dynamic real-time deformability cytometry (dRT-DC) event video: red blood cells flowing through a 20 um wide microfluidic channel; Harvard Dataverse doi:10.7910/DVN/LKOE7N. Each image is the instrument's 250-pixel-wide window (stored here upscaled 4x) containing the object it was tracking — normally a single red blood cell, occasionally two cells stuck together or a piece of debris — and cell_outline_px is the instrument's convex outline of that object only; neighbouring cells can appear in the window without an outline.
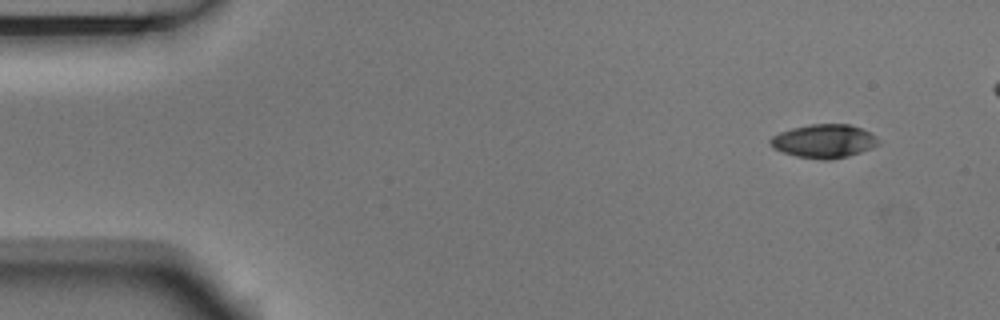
{"species": "Egyptian fruit bat (a non-hibernating species)", "species_latin": "Rousettus aegyptiacus", "temperature_condition": "room temperature", "stored_images_in_passage": 47, "camera_frame_rate_fps": 3000, "um_per_image_px": 0.085, "animal": {"sex": "male"}, "frame": {"image": 1, "passage_image": 1, "time_ms": 0.0, "image_size_px": [1000, 320], "cell_outline_px": [[880, 144], [872, 148], [848, 156], [828, 160], [824, 160], [796, 156], [772, 148], [768, 140], [772, 136], [780, 132], [792, 128], [812, 124], [848, 124], [860, 128], [876, 136], [880, 140]], "centroid_in_image_um": [70.04, 12.0], "position_along_channel_um": 15.0, "area_um2": 21.1}}
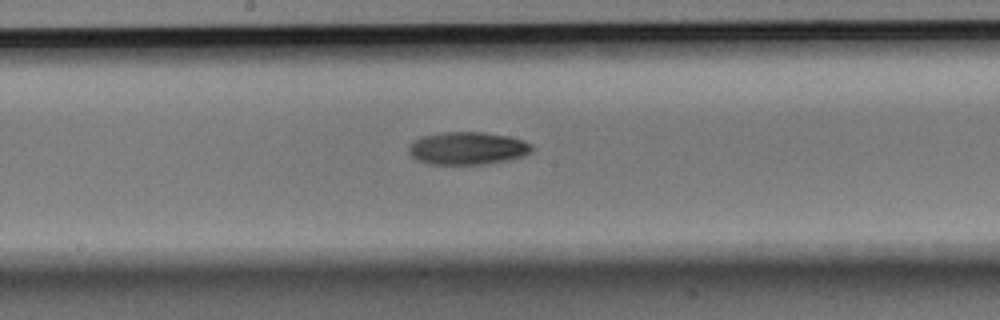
{"frame": {"image": 2, "passage_image": 25, "time_ms": 8.0, "image_size_px": [1000, 320], "cell_outline_px": [[536, 148], [532, 152], [508, 160], [488, 164], [428, 164], [416, 160], [408, 152], [408, 144], [424, 136], [440, 132], [484, 132], [508, 136], [524, 140], [532, 144]], "centroid_in_image_um": [39.76, 12.6], "position_along_channel_um": 208.4, "area_um2": 23.7}}
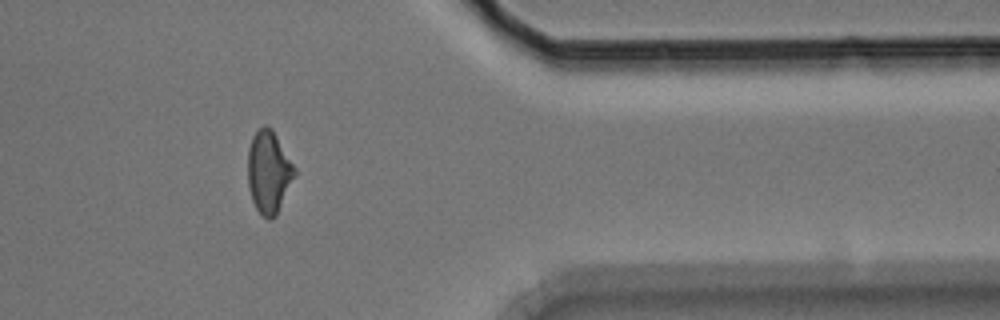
{"frame": {"image": 3, "passage_image": 41, "time_ms": 13.333, "image_size_px": [1000, 320], "cell_outline_px": [[296, 176], [276, 216], [272, 220], [268, 220], [256, 208], [252, 200], [248, 188], [248, 148], [252, 136], [264, 124], [272, 128], [296, 168]], "centroid_in_image_um": [22.86, 14.62], "position_along_channel_um": 388.5, "area_um2": 22.72}, "authors_computed_cell_mechanics": {"area_um2": 22.5998, "velocity_mm_per_s": 3.7186, "shape_relaxation_time_tau1_ms": 4.7812, "shape_relaxation_time_tau2_ms": null, "deformation_change_tau1": 0.1578, "deformation_change_tau2": null}}